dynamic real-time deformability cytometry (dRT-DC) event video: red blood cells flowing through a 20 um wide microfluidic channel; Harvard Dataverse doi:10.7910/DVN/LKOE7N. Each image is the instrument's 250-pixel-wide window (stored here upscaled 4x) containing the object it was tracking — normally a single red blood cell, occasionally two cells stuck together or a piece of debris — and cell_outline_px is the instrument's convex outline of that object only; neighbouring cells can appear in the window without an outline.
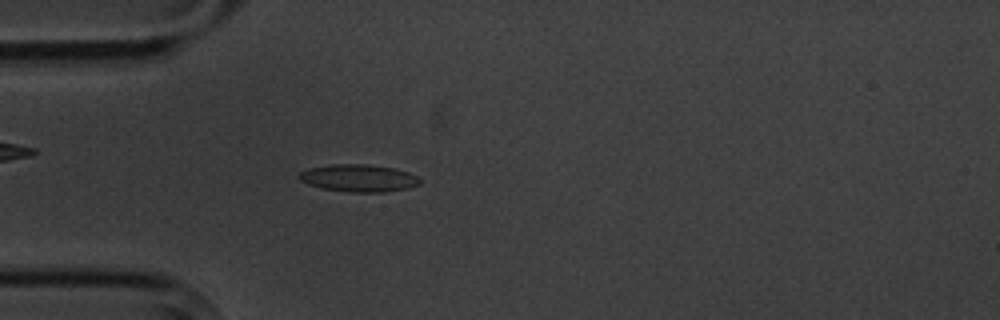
{"species": "common noctule bat (a hibernating species)", "species_latin": "Nyctalus noctula", "temperature_condition": "cold", "stored_images_in_passage": 4, "camera_frame_rate_fps": 3000, "um_per_image_px": 0.085, "animal": {"sex": "male", "body_mass_g": 20.1, "forearm_length_mm": 53.5}, "frame": {"image": 1, "passage_image": 4, "time_ms": 3.667, "image_size_px": [1000, 320], "cell_outline_px": [[420, 184], [408, 188], [384, 192], [348, 192], [324, 188], [308, 184], [300, 180], [300, 172], [308, 168], [332, 164], [368, 164], [396, 168], [408, 172], [416, 176], [420, 180]], "centroid_in_image_um": [30.51, 15.13], "position_along_channel_um": 54.5, "area_um2": 19.19}}